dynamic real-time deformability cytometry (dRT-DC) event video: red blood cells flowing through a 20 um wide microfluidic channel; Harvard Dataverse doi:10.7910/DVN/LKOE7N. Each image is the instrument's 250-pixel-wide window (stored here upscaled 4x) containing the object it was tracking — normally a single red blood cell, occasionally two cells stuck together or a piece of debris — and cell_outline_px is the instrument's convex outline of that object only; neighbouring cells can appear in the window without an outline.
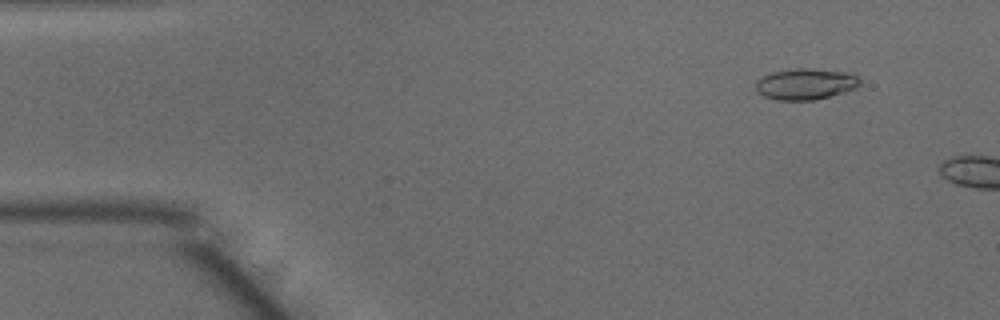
{"species": "common noctule bat (a hibernating species)", "species_latin": "Nyctalus noctula", "temperature_condition": "warm", "stored_images_in_passage": 8, "camera_frame_rate_fps": 3000, "um_per_image_px": 0.085, "animal": {"sex": "male", "body_mass_g": 15.6}, "frame": {"image": 1, "passage_image": 5, "time_ms": 1.333, "image_size_px": [1000, 320], "cell_outline_px": [[860, 84], [856, 88], [844, 92], [816, 100], [776, 100], [764, 96], [756, 88], [756, 80], [760, 76], [772, 72], [796, 68], [804, 68], [848, 72], [856, 76], [860, 80]], "centroid_in_image_um": [68.46, 7.14], "position_along_channel_um": 16.5, "area_um2": 18.9}}